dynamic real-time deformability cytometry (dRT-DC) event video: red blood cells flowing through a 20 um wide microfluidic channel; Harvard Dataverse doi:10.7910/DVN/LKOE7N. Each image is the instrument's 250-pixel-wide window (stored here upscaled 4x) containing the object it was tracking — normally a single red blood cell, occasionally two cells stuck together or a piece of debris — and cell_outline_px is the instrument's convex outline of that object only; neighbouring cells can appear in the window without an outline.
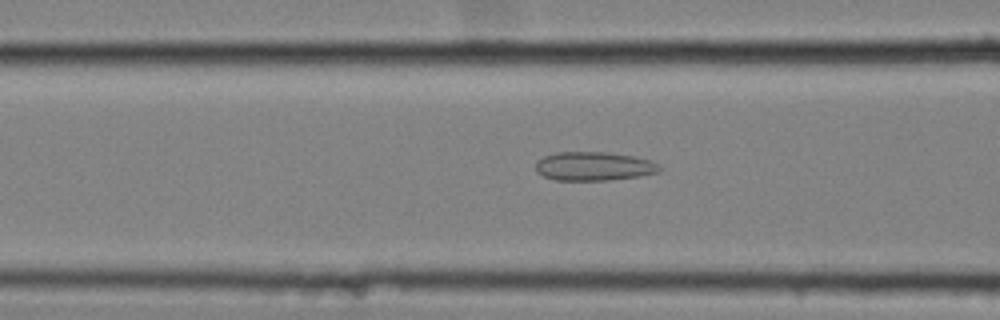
{"species": "common noctule bat (a hibernating species)", "species_latin": "Nyctalus noctula", "temperature_condition": "cold", "stored_images_in_passage": 59, "camera_frame_rate_fps": 3000, "um_per_image_px": 0.085, "animal": {"sex": "female", "body_mass_g": 25.1}, "frame": {"image": 1, "passage_image": 25, "time_ms": 8.0, "image_size_px": [1000, 320], "cell_outline_px": [[660, 172], [640, 176], [608, 180], [556, 180], [544, 176], [536, 172], [536, 160], [544, 156], [556, 152], [608, 152], [632, 156], [652, 160], [660, 168]], "centroid_in_image_um": [50.46, 14.13], "position_along_channel_um": 116.1, "area_um2": 20.81}}
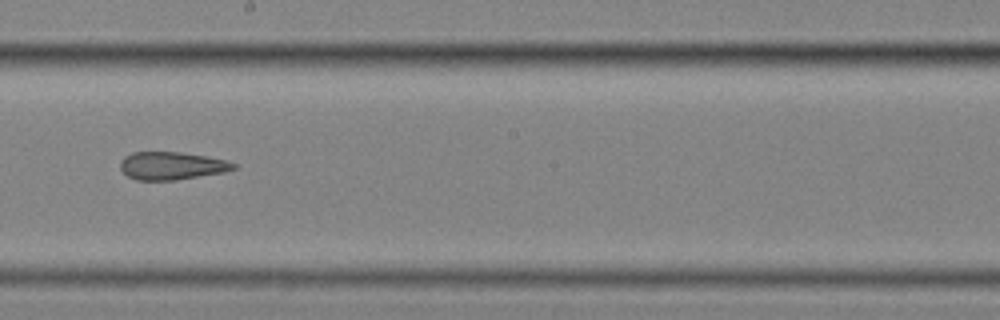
{"frame": {"image": 2, "passage_image": 35, "time_ms": 11.333, "image_size_px": [1000, 320], "cell_outline_px": [[236, 168], [224, 172], [176, 180], [136, 180], [128, 176], [120, 168], [120, 160], [124, 156], [132, 152], [180, 152], [228, 160], [236, 164]], "centroid_in_image_um": [14.58, 14.09], "position_along_channel_um": 233.6, "area_um2": 18.38}}
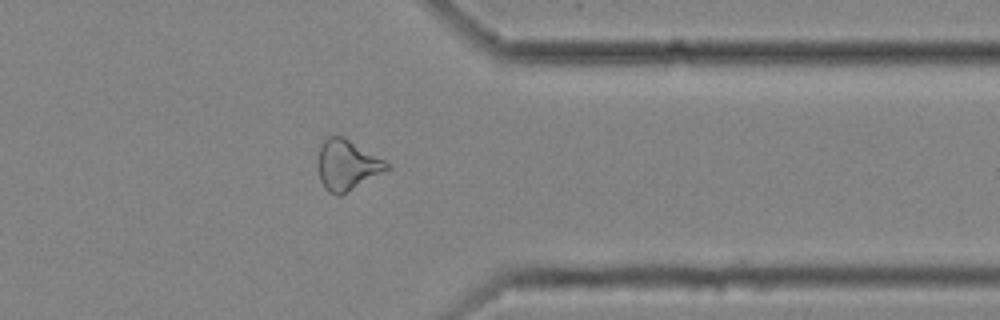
{"frame": {"image": 3, "passage_image": 48, "time_ms": 15.667, "image_size_px": [1000, 320], "cell_outline_px": [[392, 168], [340, 196], [336, 196], [328, 192], [324, 188], [320, 180], [320, 144], [328, 136], [344, 136], [384, 160]], "centroid_in_image_um": [29.52, 14.04], "position_along_channel_um": 381.9, "area_um2": 20.0}, "authors_computed_cell_mechanics": {"area_um2": 21.5594, "velocity_mm_per_s": 3.5294, "shape_relaxation_time_tau1_ms": null, "shape_relaxation_time_tau2_ms": 3.0133, "deformation_change_tau1": null, "deformation_change_tau2": 0.1288}}